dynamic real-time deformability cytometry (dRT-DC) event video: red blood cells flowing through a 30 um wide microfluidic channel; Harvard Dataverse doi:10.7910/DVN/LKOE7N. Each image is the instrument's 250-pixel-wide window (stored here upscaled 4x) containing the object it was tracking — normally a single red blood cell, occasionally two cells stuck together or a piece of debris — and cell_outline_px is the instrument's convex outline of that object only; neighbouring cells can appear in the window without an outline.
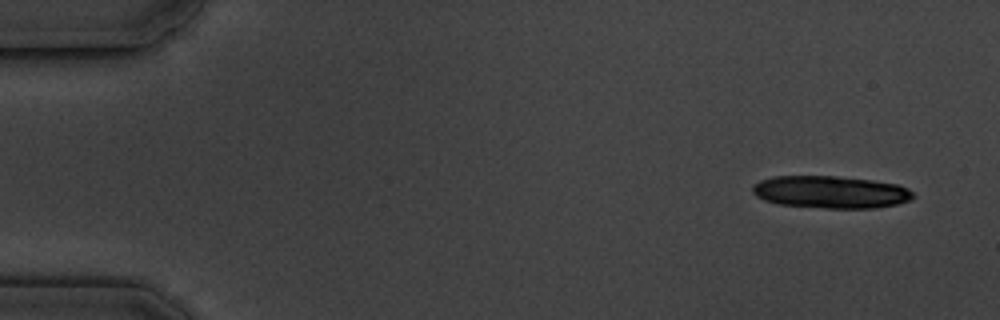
{"species": "common noctule bat (a hibernating species)", "species_latin": "Nyctalus noctula", "temperature_condition": "cold", "stored_images_in_passage": 5, "camera_frame_rate_fps": 3000, "um_per_image_px": 0.085, "animal": {"sex": "male", "body_mass_g": 19.5, "forearm_length_mm": 54.6}, "frame": {"image": 1, "passage_image": 1, "time_ms": 0.0, "image_size_px": [1000, 320], "cell_outline_px": [[916, 196], [908, 200], [896, 204], [876, 208], [824, 208], [780, 204], [764, 200], [756, 196], [752, 192], [752, 184], [760, 180], [772, 176], [836, 176], [872, 180], [896, 184], [908, 188]], "centroid_in_image_um": [70.58, 16.32], "position_along_channel_um": 14.4, "area_um2": 30.35}}